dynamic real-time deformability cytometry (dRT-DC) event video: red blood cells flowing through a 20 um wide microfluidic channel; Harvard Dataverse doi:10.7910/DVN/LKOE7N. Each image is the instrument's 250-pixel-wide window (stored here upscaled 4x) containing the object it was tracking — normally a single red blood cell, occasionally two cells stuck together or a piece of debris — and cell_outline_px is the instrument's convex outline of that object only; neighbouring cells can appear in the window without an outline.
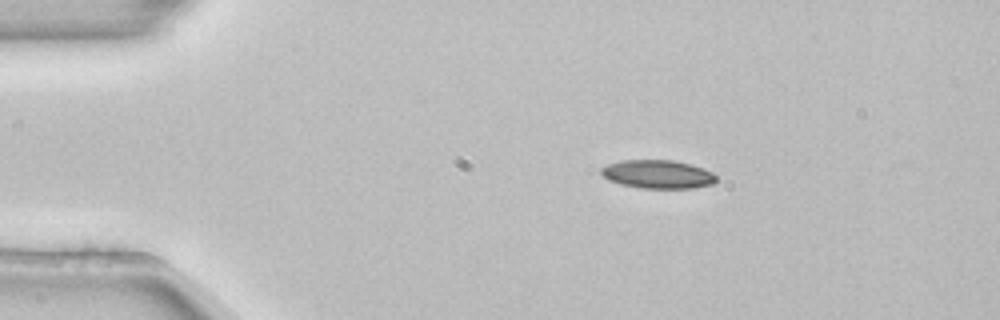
{"species": "common noctule bat (a hibernating species)", "species_latin": "Nyctalus noctula", "temperature_condition": "room temperature", "stored_images_in_passage": 6, "camera_frame_rate_fps": 3000, "um_per_image_px": 0.085, "animal": {"sex": "female", "body_mass_g": 22.7, "forearm_length_mm": 54.2}, "frame": {"image": 1, "passage_image": 1, "time_ms": 0.0, "image_size_px": [1000, 320], "cell_outline_px": [[716, 180], [712, 184], [692, 188], [640, 188], [620, 184], [608, 180], [600, 172], [600, 168], [608, 164], [620, 160], [672, 160], [692, 164], [704, 168], [712, 172], [716, 176]], "centroid_in_image_um": [55.9, 14.8], "position_along_channel_um": 29.1, "area_um2": 19.19}}
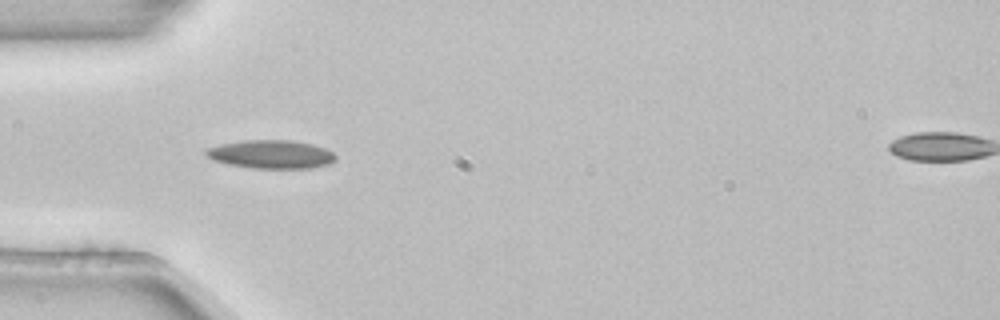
{"frame": {"image": 2, "passage_image": 3, "time_ms": 0.667, "image_size_px": [1000, 320], "cell_outline_px": [[336, 160], [328, 164], [312, 168], [252, 168], [228, 164], [216, 160], [208, 156], [204, 152], [208, 148], [220, 144], [244, 140], [292, 140], [312, 144], [324, 148], [332, 152], [336, 156]], "centroid_in_image_um": [23.07, 13.11], "position_along_channel_um": 61.9, "area_um2": 21.33}}